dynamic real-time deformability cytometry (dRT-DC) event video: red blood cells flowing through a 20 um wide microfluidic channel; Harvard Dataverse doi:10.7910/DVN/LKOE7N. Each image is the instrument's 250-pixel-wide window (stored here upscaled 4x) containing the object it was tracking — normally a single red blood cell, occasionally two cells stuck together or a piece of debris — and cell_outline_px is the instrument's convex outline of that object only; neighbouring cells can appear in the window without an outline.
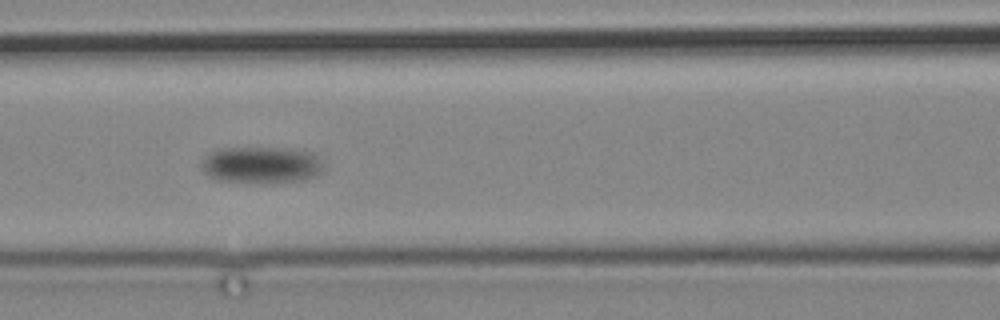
{"species": "common noctule bat (a hibernating species)", "species_latin": "Nyctalus noctula", "temperature_condition": "cold", "stored_images_in_passage": 7, "camera_frame_rate_fps": 3000, "um_per_image_px": 0.085, "animal": {"sex": "male", "body_mass_g": 19.2, "forearm_length_mm": 51.8}, "frame": {"image": 1, "passage_image": 6, "time_ms": 5.667, "image_size_px": [1000, 320], "cell_outline_px": [[324, 168], [316, 176], [304, 180], [276, 184], [260, 184], [216, 180], [208, 176], [204, 172], [204, 160], [212, 152], [224, 148], [292, 148], [312, 152], [320, 160]], "centroid_in_image_um": [22.28, 14.05], "position_along_channel_um": 144.3, "area_um2": 26.47}}
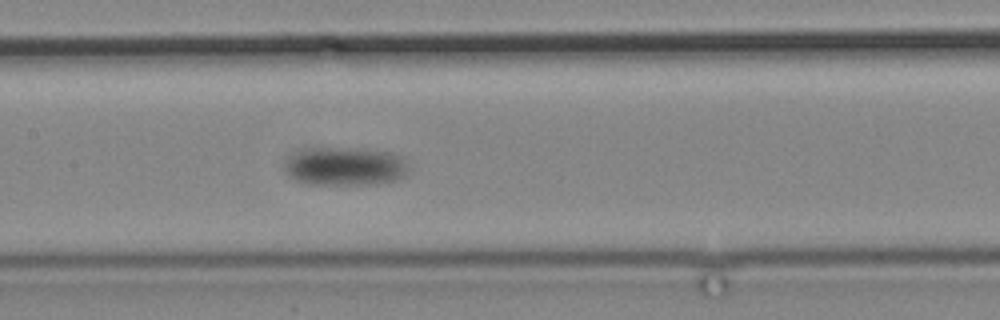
{"frame": {"image": 2, "passage_image": 7, "time_ms": 7.0, "image_size_px": [1000, 320], "cell_outline_px": [[408, 168], [404, 176], [392, 180], [376, 184], [312, 184], [296, 180], [288, 176], [284, 168], [284, 164], [296, 152], [316, 148], [364, 148], [392, 152], [404, 156]], "centroid_in_image_um": [29.37, 14.13], "position_along_channel_um": 178.0, "area_um2": 27.74}}